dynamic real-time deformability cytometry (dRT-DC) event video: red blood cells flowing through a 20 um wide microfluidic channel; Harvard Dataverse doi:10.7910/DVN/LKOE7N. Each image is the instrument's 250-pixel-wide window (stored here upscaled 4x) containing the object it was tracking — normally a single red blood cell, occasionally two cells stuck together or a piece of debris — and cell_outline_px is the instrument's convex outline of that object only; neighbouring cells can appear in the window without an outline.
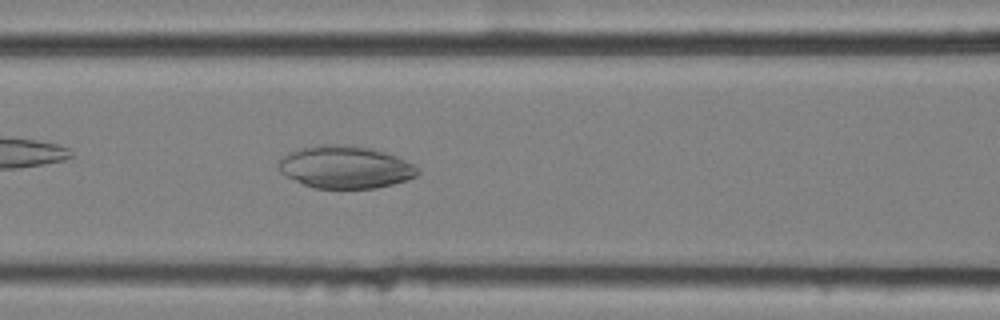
{"species": "common noctule bat (a hibernating species)", "species_latin": "Nyctalus noctula", "temperature_condition": "cold", "stored_images_in_passage": 38, "camera_frame_rate_fps": 3000, "um_per_image_px": 0.085, "animal": {"sex": "female", "body_mass_g": 25.1}, "frame": {"image": 1, "passage_image": 7, "time_ms": 2.0, "image_size_px": [1000, 320], "cell_outline_px": [[420, 172], [416, 176], [408, 180], [376, 188], [312, 188], [284, 176], [276, 168], [276, 164], [288, 152], [300, 148], [320, 144], [352, 144], [372, 148], [396, 156], [420, 168]], "centroid_in_image_um": [29.31, 14.2], "position_along_channel_um": 137.3, "area_um2": 34.91}}
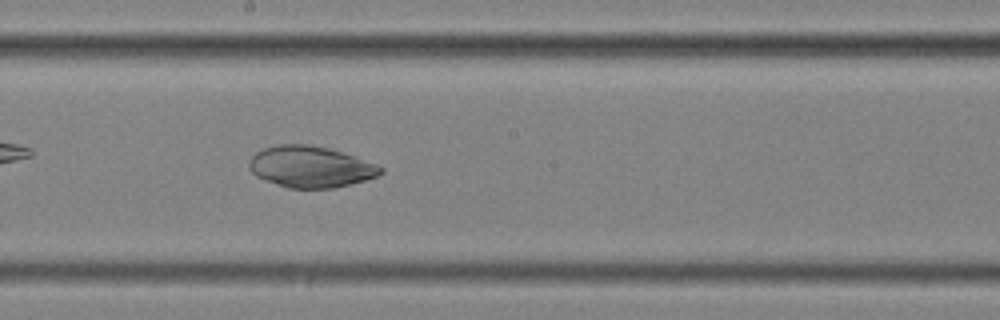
{"frame": {"image": 2, "passage_image": 14, "time_ms": 4.333, "image_size_px": [1000, 320], "cell_outline_px": [[384, 172], [380, 176], [336, 188], [288, 188], [256, 176], [248, 168], [248, 160], [256, 152], [264, 148], [276, 144], [312, 144], [328, 148], [376, 164], [384, 168]], "centroid_in_image_um": [26.39, 14.18], "position_along_channel_um": 221.8, "area_um2": 31.73}}
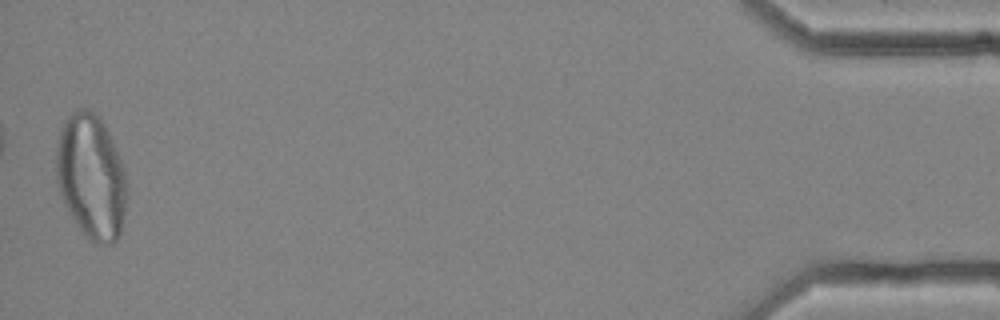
{"frame": {"image": 3, "passage_image": 38, "time_ms": 12.333, "image_size_px": [1000, 320], "cell_outline_px": [[128, 196], [124, 216], [120, 232], [116, 240], [112, 244], [96, 244], [88, 240], [76, 224], [64, 204], [56, 184], [56, 148], [60, 128], [64, 120], [76, 108], [88, 108], [100, 116], [116, 148], [128, 184]], "centroid_in_image_um": [7.74, 15.02], "position_along_channel_um": 427.5, "area_um2": 52.14}}